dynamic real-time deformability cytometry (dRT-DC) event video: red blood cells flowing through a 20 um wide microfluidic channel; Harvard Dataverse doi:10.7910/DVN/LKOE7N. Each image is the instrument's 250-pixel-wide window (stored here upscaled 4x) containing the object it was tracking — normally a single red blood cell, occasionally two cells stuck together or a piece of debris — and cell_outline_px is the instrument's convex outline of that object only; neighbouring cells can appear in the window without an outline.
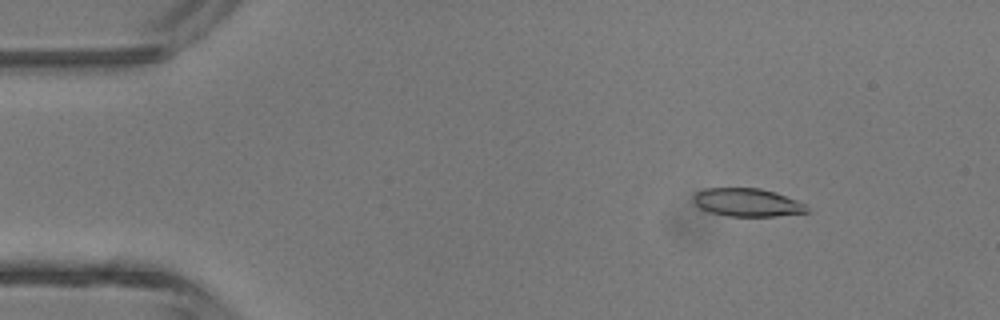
{"species": "common noctule bat (a hibernating species)", "species_latin": "Nyctalus noctula", "temperature_condition": "room temperature", "stored_images_in_passage": 4, "camera_frame_rate_fps": 3000, "um_per_image_px": 0.085, "animal": {"sex": "male", "body_mass_g": 13.3}, "frame": {"image": 1, "passage_image": 2, "time_ms": 1.333, "image_size_px": [1000, 320], "cell_outline_px": [[808, 212], [776, 216], [728, 216], [712, 212], [700, 208], [692, 200], [692, 196], [696, 192], [704, 188], [760, 188], [776, 192], [796, 200], [804, 204], [808, 208]], "centroid_in_image_um": [63.49, 17.2], "position_along_channel_um": 21.5, "area_um2": 18.55}}
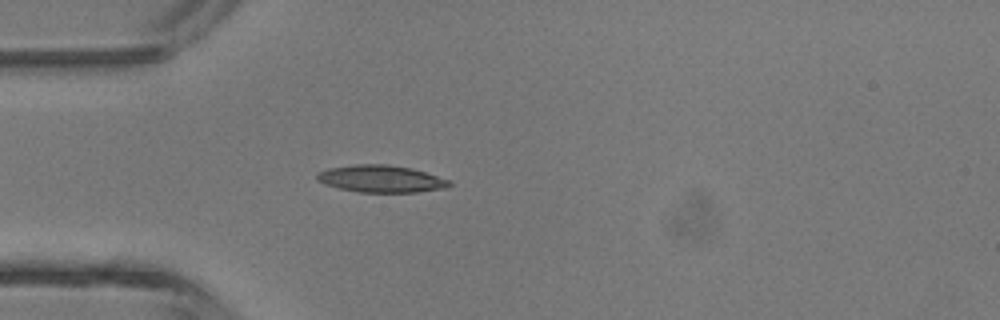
{"frame": {"image": 2, "passage_image": 4, "time_ms": 3.667, "image_size_px": [1000, 320], "cell_outline_px": [[452, 184], [444, 188], [416, 192], [360, 192], [340, 188], [324, 184], [316, 180], [316, 176], [320, 172], [328, 168], [356, 164], [388, 164], [412, 168], [452, 180]], "centroid_in_image_um": [32.41, 15.19], "position_along_channel_um": 52.6, "area_um2": 20.92}}